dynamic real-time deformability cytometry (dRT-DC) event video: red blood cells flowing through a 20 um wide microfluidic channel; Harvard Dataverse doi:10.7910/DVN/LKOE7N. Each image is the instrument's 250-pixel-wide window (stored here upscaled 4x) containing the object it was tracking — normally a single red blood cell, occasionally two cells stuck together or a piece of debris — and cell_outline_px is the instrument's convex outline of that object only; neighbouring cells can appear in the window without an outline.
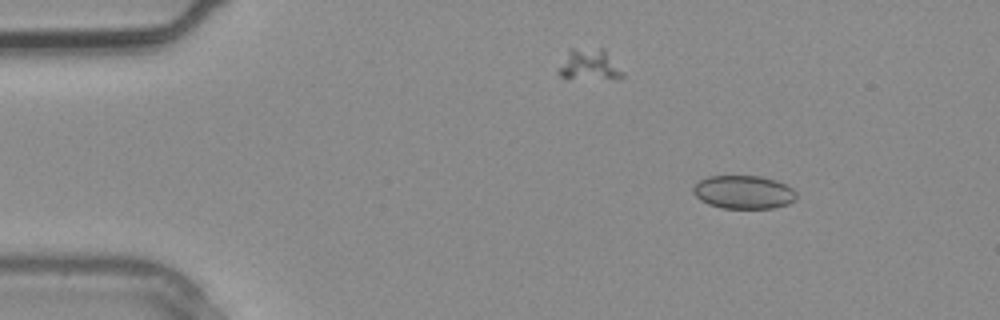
{"species": "common noctule bat (a hibernating species)", "species_latin": "Nyctalus noctula", "temperature_condition": "warm", "stored_images_in_passage": 2, "camera_frame_rate_fps": 3000, "um_per_image_px": 0.085, "animal": {"sex": "male", "body_mass_g": 20.4}, "frame": {"image": 1, "passage_image": 1, "time_ms": 0.0, "image_size_px": [1000, 320], "cell_outline_px": [[796, 200], [788, 204], [772, 208], [724, 208], [708, 204], [700, 200], [692, 192], [692, 188], [700, 180], [708, 176], [760, 176], [776, 180], [792, 188], [796, 192]], "centroid_in_image_um": [63.2, 16.33], "position_along_channel_um": 21.8, "area_um2": 20.06}}